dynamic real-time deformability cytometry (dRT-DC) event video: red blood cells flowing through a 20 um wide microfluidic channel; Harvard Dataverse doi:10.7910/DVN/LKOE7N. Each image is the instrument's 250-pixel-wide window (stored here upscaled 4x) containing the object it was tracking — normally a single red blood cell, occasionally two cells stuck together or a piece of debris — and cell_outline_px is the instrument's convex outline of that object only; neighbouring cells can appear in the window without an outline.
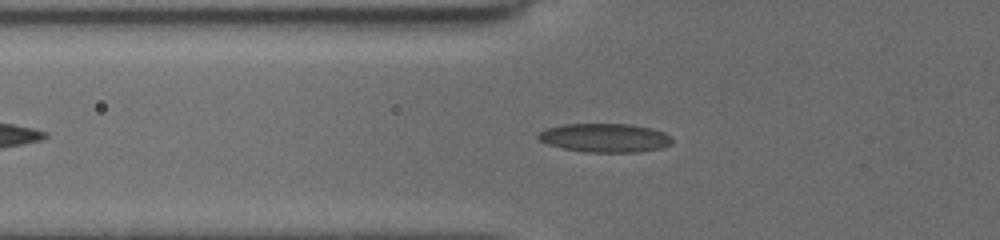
{"species": "common noctule bat (a hibernating species)", "species_latin": "Nyctalus noctula", "temperature_condition": "cold", "stored_images_in_passage": 24, "camera_frame_rate_fps": 3000, "um_per_image_px": 0.085, "animal": {"sex": "female", "body_mass_g": 19.5, "forearm_length_mm": 54.1}, "frame": {"image": 1, "passage_image": 6, "time_ms": 2.667, "image_size_px": [1000, 240], "cell_outline_px": [[672, 144], [660, 148], [636, 152], [584, 152], [564, 148], [548, 144], [540, 140], [536, 136], [540, 132], [548, 128], [564, 124], [632, 124], [652, 128], [664, 132], [672, 136]], "centroid_in_image_um": [51.45, 11.71], "position_along_channel_um": 74.3, "area_um2": 22.43}}
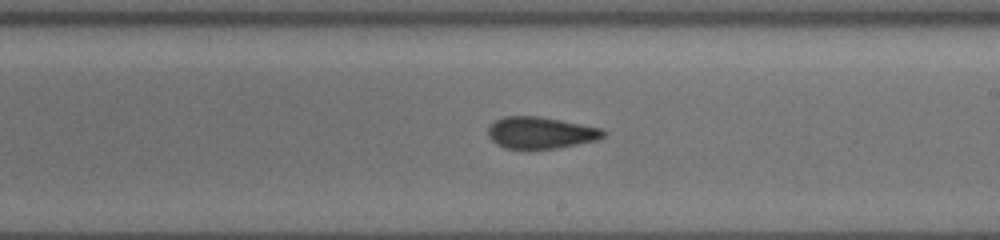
{"frame": {"image": 2, "passage_image": 15, "time_ms": 7.0, "image_size_px": [1000, 240], "cell_outline_px": [[608, 132], [604, 136], [596, 140], [556, 148], [504, 148], [496, 144], [488, 136], [488, 128], [496, 120], [504, 116], [540, 116], [600, 128]], "centroid_in_image_um": [45.94, 11.27], "position_along_channel_um": 243.1, "area_um2": 21.04}}
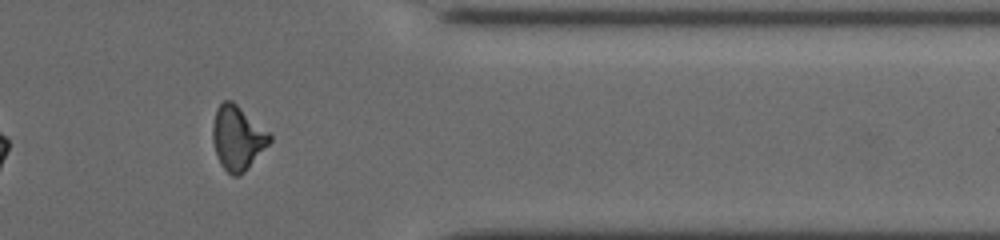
{"frame": {"image": 3, "passage_image": 22, "time_ms": 11.0, "image_size_px": [1000, 240], "cell_outline_px": [[272, 140], [248, 168], [240, 176], [232, 176], [220, 164], [212, 140], [212, 124], [216, 108], [224, 100], [232, 100], [268, 132], [272, 136]], "centroid_in_image_um": [20.17, 11.72], "position_along_channel_um": 391.2, "area_um2": 21.15}, "authors_computed_cell_mechanics": {"area_um2": 21.1548, "velocity_mm_per_s": 3.9313, "shape_relaxation_time_tau1_ms": null, "shape_relaxation_time_tau2_ms": 2.2988, "deformation_change_tau1": null, "deformation_change_tau2": 0.085}}